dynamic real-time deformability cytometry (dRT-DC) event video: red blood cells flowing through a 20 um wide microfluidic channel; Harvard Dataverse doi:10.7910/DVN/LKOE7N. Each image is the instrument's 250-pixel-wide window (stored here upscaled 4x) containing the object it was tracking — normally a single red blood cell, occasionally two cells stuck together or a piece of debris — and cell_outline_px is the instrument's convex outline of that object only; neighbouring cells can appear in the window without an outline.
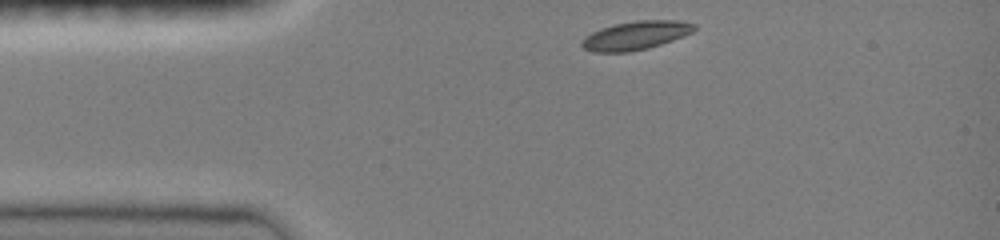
{"species": "common noctule bat (a hibernating species)", "species_latin": "Nyctalus noctula", "temperature_condition": "room temperature", "stored_images_in_passage": 34, "camera_frame_rate_fps": 3000, "um_per_image_px": 0.085, "animal": {"sex": "female", "body_mass_g": 19.0, "forearm_length_mm": 51.5}, "frame": {"image": 1, "passage_image": 1, "time_ms": 0.0, "image_size_px": [1000, 240], "cell_outline_px": [[696, 28], [692, 32], [684, 36], [648, 48], [628, 52], [592, 52], [584, 48], [580, 44], [580, 40], [584, 36], [600, 28], [616, 24], [636, 20], [680, 20], [696, 24]], "centroid_in_image_um": [54.02, 3.01], "position_along_channel_um": 31.0, "area_um2": 18.84}}
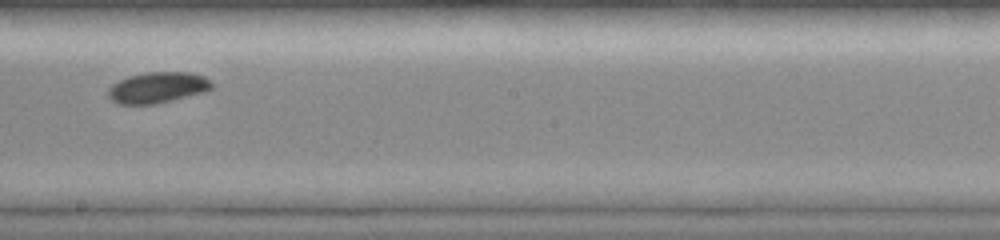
{"frame": {"image": 2, "passage_image": 19, "time_ms": 6.0, "image_size_px": [1000, 240], "cell_outline_px": [[216, 84], [212, 88], [204, 92], [156, 104], [120, 104], [112, 100], [108, 96], [108, 88], [112, 84], [128, 76], [144, 72], [192, 72], [204, 76]], "centroid_in_image_um": [13.42, 7.43], "position_along_channel_um": 234.8, "area_um2": 18.84}}
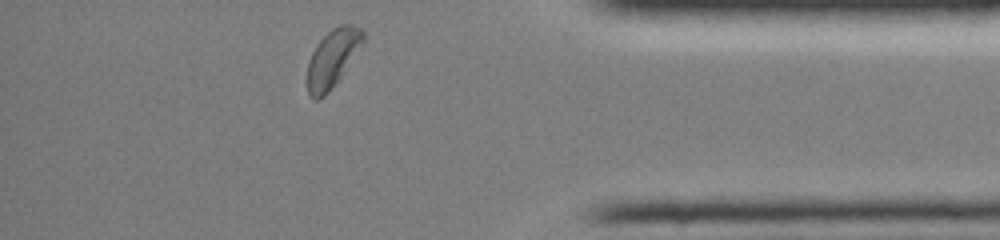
{"frame": {"image": 3, "passage_image": 33, "time_ms": 10.667, "image_size_px": [1000, 240], "cell_outline_px": [[364, 44], [328, 92], [324, 96], [316, 100], [312, 100], [308, 96], [308, 60], [316, 44], [332, 28], [340, 24], [352, 24], [360, 28], [364, 32]], "centroid_in_image_um": [28.27, 4.93], "position_along_channel_um": 406.9, "area_um2": 18.67}, "authors_computed_cell_mechanics": {"area_um2": 18.8428, "velocity_mm_per_s": 4.0106, "shape_relaxation_time_tau1_ms": 2.1023, "shape_relaxation_time_tau2_ms": null, "deformation_change_tau1": 0.0652, "deformation_change_tau2": null}}